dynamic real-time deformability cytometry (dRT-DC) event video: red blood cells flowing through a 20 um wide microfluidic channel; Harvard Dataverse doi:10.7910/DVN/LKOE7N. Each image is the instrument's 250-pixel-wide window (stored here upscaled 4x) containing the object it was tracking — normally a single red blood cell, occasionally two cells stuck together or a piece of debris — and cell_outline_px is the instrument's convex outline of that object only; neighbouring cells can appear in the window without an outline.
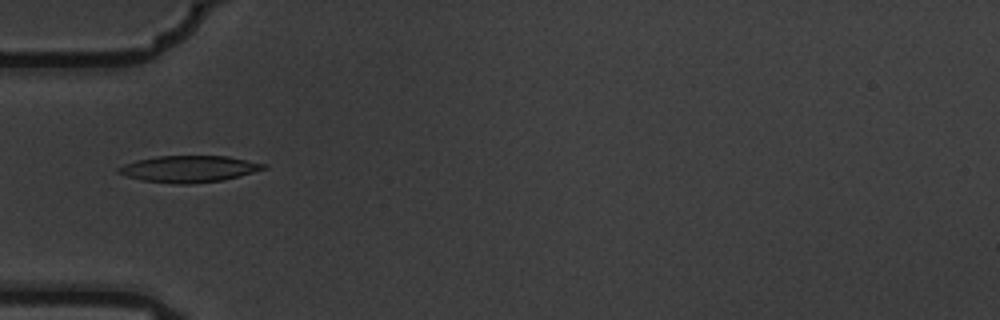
{"species": "common noctule bat (a hibernating species)", "species_latin": "Nyctalus noctula", "temperature_condition": "warm", "stored_images_in_passage": 10, "camera_frame_rate_fps": 3000, "um_per_image_px": 0.085, "animal": {"sex": "male", "body_mass_g": 19.5, "forearm_length_mm": 54.6}, "frame": {"image": 1, "passage_image": 5, "time_ms": 1.333, "image_size_px": [1000, 320], "cell_outline_px": [[268, 168], [224, 180], [188, 184], [176, 184], [144, 180], [128, 176], [116, 172], [116, 168], [124, 164], [136, 160], [156, 156], [228, 156], [268, 164]], "centroid_in_image_um": [16.09, 14.35], "position_along_channel_um": 68.9, "area_um2": 22.48}}
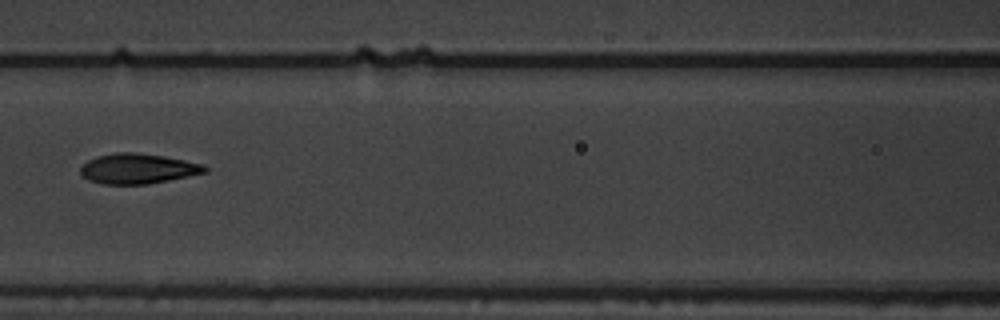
{"frame": {"image": 2, "passage_image": 7, "time_ms": 2.0, "image_size_px": [1000, 320], "cell_outline_px": [[208, 172], [148, 184], [100, 184], [88, 180], [80, 172], [80, 168], [88, 160], [96, 156], [116, 152], [136, 152], [164, 156], [204, 164], [208, 168]], "centroid_in_image_um": [11.72, 14.33], "position_along_channel_um": 154.9, "area_um2": 21.91}}
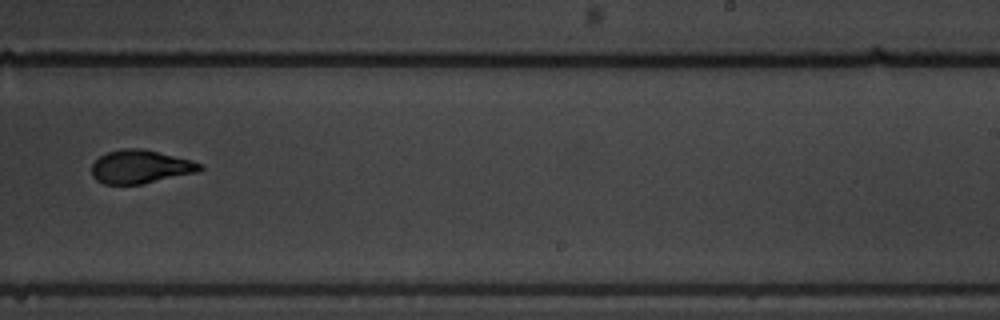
{"frame": {"image": 3, "passage_image": 10, "time_ms": 3.0, "image_size_px": [1000, 320], "cell_outline_px": [[204, 168], [200, 172], [144, 184], [104, 184], [96, 180], [92, 176], [92, 164], [100, 156], [108, 152], [124, 148], [140, 148], [192, 160], [204, 164]], "centroid_in_image_um": [11.98, 14.19], "position_along_channel_um": 277.0, "area_um2": 21.27}}